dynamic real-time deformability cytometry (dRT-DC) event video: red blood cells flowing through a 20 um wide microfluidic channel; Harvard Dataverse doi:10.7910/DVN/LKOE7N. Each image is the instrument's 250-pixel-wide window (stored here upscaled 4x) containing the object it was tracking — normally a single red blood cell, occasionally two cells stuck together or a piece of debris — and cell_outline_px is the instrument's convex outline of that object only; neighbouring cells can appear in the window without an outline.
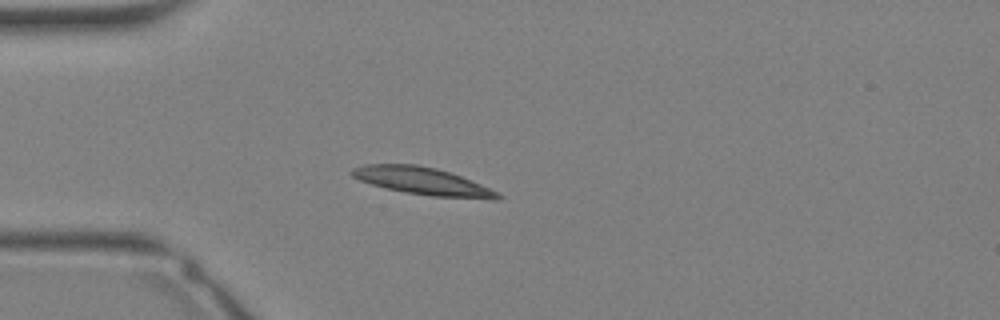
{"species": "Egyptian fruit bat (a non-hibernating species)", "species_latin": "Rousettus aegyptiacus", "temperature_condition": "warm", "stored_images_in_passage": 26, "camera_frame_rate_fps": 3000, "um_per_image_px": 0.085, "animal": {"sex": "female"}, "frame": {"image": 1, "passage_image": 1, "time_ms": 0.0, "image_size_px": [1000, 320], "cell_outline_px": [[504, 196], [500, 200], [492, 200], [432, 196], [404, 192], [384, 188], [360, 180], [352, 176], [348, 172], [352, 168], [364, 164], [416, 164], [436, 168], [460, 176], [480, 184]], "centroid_in_image_um": [35.91, 15.4], "position_along_channel_um": 49.1, "area_um2": 23.35}}
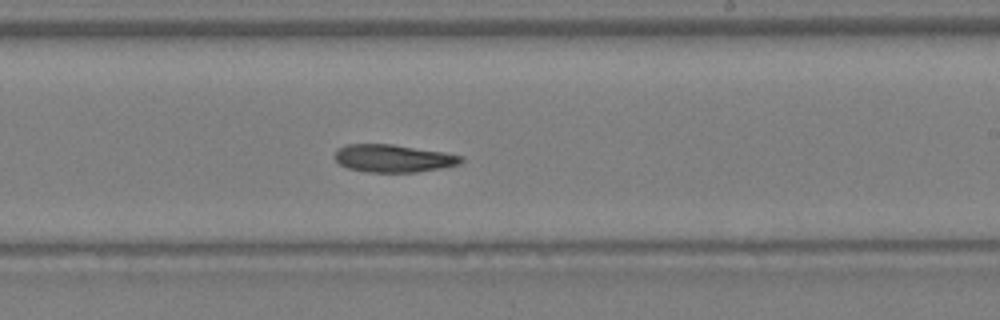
{"frame": {"image": 2, "passage_image": 12, "time_ms": 3.667, "image_size_px": [1000, 320], "cell_outline_px": [[464, 160], [460, 164], [444, 168], [416, 172], [368, 172], [348, 168], [340, 164], [336, 160], [336, 148], [344, 144], [392, 144], [444, 152], [464, 156]], "centroid_in_image_um": [33.46, 13.46], "position_along_channel_um": 255.5, "area_um2": 20.52}}
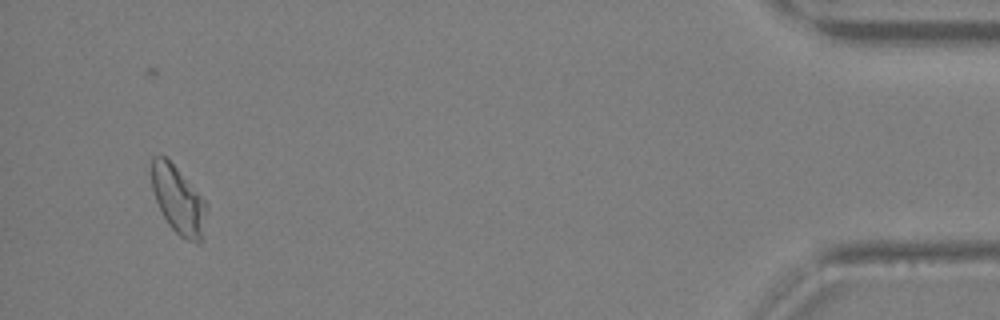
{"frame": {"image": 3, "passage_image": 24, "time_ms": 7.667, "image_size_px": [1000, 320], "cell_outline_px": [[208, 208], [204, 240], [200, 244], [196, 244], [180, 236], [168, 224], [156, 200], [152, 188], [152, 156], [164, 156], [176, 168], [208, 204]], "centroid_in_image_um": [15.21, 17.09], "position_along_channel_um": 420.0, "area_um2": 21.62}}